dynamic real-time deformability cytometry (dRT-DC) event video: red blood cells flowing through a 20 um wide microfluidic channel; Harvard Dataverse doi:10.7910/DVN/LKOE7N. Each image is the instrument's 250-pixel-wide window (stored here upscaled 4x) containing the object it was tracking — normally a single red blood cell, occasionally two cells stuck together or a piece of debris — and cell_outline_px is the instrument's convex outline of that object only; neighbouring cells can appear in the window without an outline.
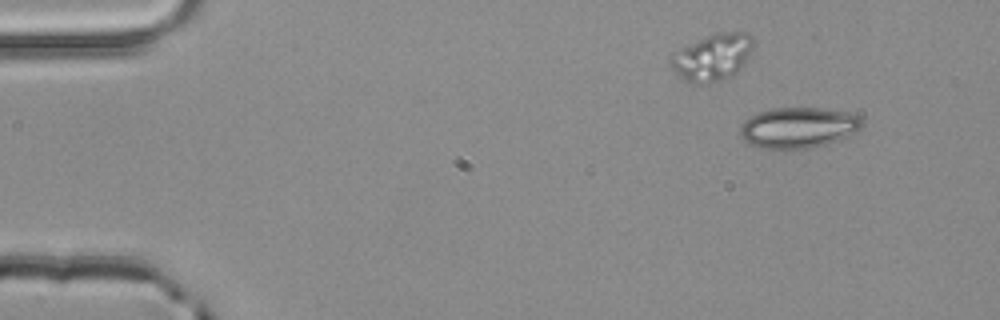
{"species": "common noctule bat (a hibernating species)", "species_latin": "Nyctalus noctula", "temperature_condition": "room temperature", "stored_images_in_passage": 4, "camera_frame_rate_fps": 3000, "um_per_image_px": 0.085, "animal": {"sex": "male", "body_mass_g": 20.4}, "frame": {"image": 1, "passage_image": 1, "time_ms": 0.0, "image_size_px": [1000, 320], "cell_outline_px": [[864, 124], [856, 132], [836, 140], [824, 144], [808, 148], [760, 148], [748, 144], [740, 136], [740, 124], [744, 120], [760, 112], [772, 108], [820, 108], [848, 112], [860, 116], [864, 120]], "centroid_in_image_um": [67.85, 10.84], "position_along_channel_um": 17.2, "area_um2": 28.84}}